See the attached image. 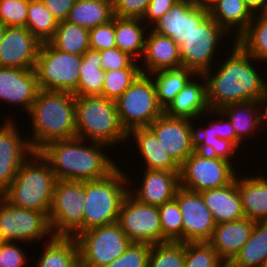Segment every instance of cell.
<instances>
[{
  "instance_id": "obj_11",
  "label": "cell",
  "mask_w": 267,
  "mask_h": 267,
  "mask_svg": "<svg viewBox=\"0 0 267 267\" xmlns=\"http://www.w3.org/2000/svg\"><path fill=\"white\" fill-rule=\"evenodd\" d=\"M227 160L194 151L180 165V186L195 192L221 188L236 178V170Z\"/></svg>"
},
{
  "instance_id": "obj_29",
  "label": "cell",
  "mask_w": 267,
  "mask_h": 267,
  "mask_svg": "<svg viewBox=\"0 0 267 267\" xmlns=\"http://www.w3.org/2000/svg\"><path fill=\"white\" fill-rule=\"evenodd\" d=\"M34 267H80L79 247L73 236H52Z\"/></svg>"
},
{
  "instance_id": "obj_18",
  "label": "cell",
  "mask_w": 267,
  "mask_h": 267,
  "mask_svg": "<svg viewBox=\"0 0 267 267\" xmlns=\"http://www.w3.org/2000/svg\"><path fill=\"white\" fill-rule=\"evenodd\" d=\"M208 15V9L198 6L192 0L177 1L150 30L172 38L180 46Z\"/></svg>"
},
{
  "instance_id": "obj_30",
  "label": "cell",
  "mask_w": 267,
  "mask_h": 267,
  "mask_svg": "<svg viewBox=\"0 0 267 267\" xmlns=\"http://www.w3.org/2000/svg\"><path fill=\"white\" fill-rule=\"evenodd\" d=\"M144 24V25H143ZM140 18H120L115 16L116 47L128 53L135 60L143 55L148 31Z\"/></svg>"
},
{
  "instance_id": "obj_25",
  "label": "cell",
  "mask_w": 267,
  "mask_h": 267,
  "mask_svg": "<svg viewBox=\"0 0 267 267\" xmlns=\"http://www.w3.org/2000/svg\"><path fill=\"white\" fill-rule=\"evenodd\" d=\"M200 194L216 224L236 221L245 217L237 188V175L230 184L206 190Z\"/></svg>"
},
{
  "instance_id": "obj_56",
  "label": "cell",
  "mask_w": 267,
  "mask_h": 267,
  "mask_svg": "<svg viewBox=\"0 0 267 267\" xmlns=\"http://www.w3.org/2000/svg\"><path fill=\"white\" fill-rule=\"evenodd\" d=\"M6 26L0 22V42L2 41Z\"/></svg>"
},
{
  "instance_id": "obj_49",
  "label": "cell",
  "mask_w": 267,
  "mask_h": 267,
  "mask_svg": "<svg viewBox=\"0 0 267 267\" xmlns=\"http://www.w3.org/2000/svg\"><path fill=\"white\" fill-rule=\"evenodd\" d=\"M101 68L106 71L127 68L135 59L128 53L114 47L100 51Z\"/></svg>"
},
{
  "instance_id": "obj_32",
  "label": "cell",
  "mask_w": 267,
  "mask_h": 267,
  "mask_svg": "<svg viewBox=\"0 0 267 267\" xmlns=\"http://www.w3.org/2000/svg\"><path fill=\"white\" fill-rule=\"evenodd\" d=\"M113 17V0H77L66 20L90 30Z\"/></svg>"
},
{
  "instance_id": "obj_55",
  "label": "cell",
  "mask_w": 267,
  "mask_h": 267,
  "mask_svg": "<svg viewBox=\"0 0 267 267\" xmlns=\"http://www.w3.org/2000/svg\"><path fill=\"white\" fill-rule=\"evenodd\" d=\"M192 1L200 7L209 9L218 0H192Z\"/></svg>"
},
{
  "instance_id": "obj_3",
  "label": "cell",
  "mask_w": 267,
  "mask_h": 267,
  "mask_svg": "<svg viewBox=\"0 0 267 267\" xmlns=\"http://www.w3.org/2000/svg\"><path fill=\"white\" fill-rule=\"evenodd\" d=\"M75 100L71 92L39 91L28 113L32 123L28 141L33 151H40L52 141L76 137Z\"/></svg>"
},
{
  "instance_id": "obj_42",
  "label": "cell",
  "mask_w": 267,
  "mask_h": 267,
  "mask_svg": "<svg viewBox=\"0 0 267 267\" xmlns=\"http://www.w3.org/2000/svg\"><path fill=\"white\" fill-rule=\"evenodd\" d=\"M209 242L185 243L184 267H225Z\"/></svg>"
},
{
  "instance_id": "obj_37",
  "label": "cell",
  "mask_w": 267,
  "mask_h": 267,
  "mask_svg": "<svg viewBox=\"0 0 267 267\" xmlns=\"http://www.w3.org/2000/svg\"><path fill=\"white\" fill-rule=\"evenodd\" d=\"M208 122H210L208 127H195V151L227 160L233 164L232 159L239 148L233 142L217 137L215 120Z\"/></svg>"
},
{
  "instance_id": "obj_36",
  "label": "cell",
  "mask_w": 267,
  "mask_h": 267,
  "mask_svg": "<svg viewBox=\"0 0 267 267\" xmlns=\"http://www.w3.org/2000/svg\"><path fill=\"white\" fill-rule=\"evenodd\" d=\"M235 42L258 62H267V12L254 14L250 25Z\"/></svg>"
},
{
  "instance_id": "obj_45",
  "label": "cell",
  "mask_w": 267,
  "mask_h": 267,
  "mask_svg": "<svg viewBox=\"0 0 267 267\" xmlns=\"http://www.w3.org/2000/svg\"><path fill=\"white\" fill-rule=\"evenodd\" d=\"M28 0H0V22L7 26L26 27Z\"/></svg>"
},
{
  "instance_id": "obj_4",
  "label": "cell",
  "mask_w": 267,
  "mask_h": 267,
  "mask_svg": "<svg viewBox=\"0 0 267 267\" xmlns=\"http://www.w3.org/2000/svg\"><path fill=\"white\" fill-rule=\"evenodd\" d=\"M56 182L48 160L39 151H34L1 195L14 206L42 211L48 217Z\"/></svg>"
},
{
  "instance_id": "obj_6",
  "label": "cell",
  "mask_w": 267,
  "mask_h": 267,
  "mask_svg": "<svg viewBox=\"0 0 267 267\" xmlns=\"http://www.w3.org/2000/svg\"><path fill=\"white\" fill-rule=\"evenodd\" d=\"M76 137L108 146L124 144L128 140L122 128L116 103L103 96H76Z\"/></svg>"
},
{
  "instance_id": "obj_26",
  "label": "cell",
  "mask_w": 267,
  "mask_h": 267,
  "mask_svg": "<svg viewBox=\"0 0 267 267\" xmlns=\"http://www.w3.org/2000/svg\"><path fill=\"white\" fill-rule=\"evenodd\" d=\"M127 137L128 141L131 137L135 139L134 145H137L138 153L141 155L144 165L146 164L145 169L180 172V166L162 147L155 134L148 127L132 129Z\"/></svg>"
},
{
  "instance_id": "obj_16",
  "label": "cell",
  "mask_w": 267,
  "mask_h": 267,
  "mask_svg": "<svg viewBox=\"0 0 267 267\" xmlns=\"http://www.w3.org/2000/svg\"><path fill=\"white\" fill-rule=\"evenodd\" d=\"M192 121L163 113L148 126L179 166L195 151V127Z\"/></svg>"
},
{
  "instance_id": "obj_40",
  "label": "cell",
  "mask_w": 267,
  "mask_h": 267,
  "mask_svg": "<svg viewBox=\"0 0 267 267\" xmlns=\"http://www.w3.org/2000/svg\"><path fill=\"white\" fill-rule=\"evenodd\" d=\"M137 62L134 60L124 69L106 71L101 96L116 101L142 73L139 66L141 63Z\"/></svg>"
},
{
  "instance_id": "obj_1",
  "label": "cell",
  "mask_w": 267,
  "mask_h": 267,
  "mask_svg": "<svg viewBox=\"0 0 267 267\" xmlns=\"http://www.w3.org/2000/svg\"><path fill=\"white\" fill-rule=\"evenodd\" d=\"M232 43V51L227 53L229 56L220 65L217 64L218 70L210 69L203 74L211 110H220L233 103L259 101L267 91V80L254 65L257 60L235 41L232 40Z\"/></svg>"
},
{
  "instance_id": "obj_34",
  "label": "cell",
  "mask_w": 267,
  "mask_h": 267,
  "mask_svg": "<svg viewBox=\"0 0 267 267\" xmlns=\"http://www.w3.org/2000/svg\"><path fill=\"white\" fill-rule=\"evenodd\" d=\"M80 79L75 96H101L105 71L101 68L100 51L88 49L82 55Z\"/></svg>"
},
{
  "instance_id": "obj_47",
  "label": "cell",
  "mask_w": 267,
  "mask_h": 267,
  "mask_svg": "<svg viewBox=\"0 0 267 267\" xmlns=\"http://www.w3.org/2000/svg\"><path fill=\"white\" fill-rule=\"evenodd\" d=\"M26 254L16 241H1L0 267H25L29 261Z\"/></svg>"
},
{
  "instance_id": "obj_10",
  "label": "cell",
  "mask_w": 267,
  "mask_h": 267,
  "mask_svg": "<svg viewBox=\"0 0 267 267\" xmlns=\"http://www.w3.org/2000/svg\"><path fill=\"white\" fill-rule=\"evenodd\" d=\"M75 238L79 247L80 267H105L132 243L117 222L81 232Z\"/></svg>"
},
{
  "instance_id": "obj_33",
  "label": "cell",
  "mask_w": 267,
  "mask_h": 267,
  "mask_svg": "<svg viewBox=\"0 0 267 267\" xmlns=\"http://www.w3.org/2000/svg\"><path fill=\"white\" fill-rule=\"evenodd\" d=\"M267 261V221L256 222L249 240L228 264L229 267H265Z\"/></svg>"
},
{
  "instance_id": "obj_20",
  "label": "cell",
  "mask_w": 267,
  "mask_h": 267,
  "mask_svg": "<svg viewBox=\"0 0 267 267\" xmlns=\"http://www.w3.org/2000/svg\"><path fill=\"white\" fill-rule=\"evenodd\" d=\"M40 91L34 69L0 67V101L13 107L31 110Z\"/></svg>"
},
{
  "instance_id": "obj_13",
  "label": "cell",
  "mask_w": 267,
  "mask_h": 267,
  "mask_svg": "<svg viewBox=\"0 0 267 267\" xmlns=\"http://www.w3.org/2000/svg\"><path fill=\"white\" fill-rule=\"evenodd\" d=\"M52 236L48 217L42 211L14 206L0 195V242H28L29 245Z\"/></svg>"
},
{
  "instance_id": "obj_15",
  "label": "cell",
  "mask_w": 267,
  "mask_h": 267,
  "mask_svg": "<svg viewBox=\"0 0 267 267\" xmlns=\"http://www.w3.org/2000/svg\"><path fill=\"white\" fill-rule=\"evenodd\" d=\"M175 199L182 213V242H208L216 223L200 192L180 186Z\"/></svg>"
},
{
  "instance_id": "obj_51",
  "label": "cell",
  "mask_w": 267,
  "mask_h": 267,
  "mask_svg": "<svg viewBox=\"0 0 267 267\" xmlns=\"http://www.w3.org/2000/svg\"><path fill=\"white\" fill-rule=\"evenodd\" d=\"M213 113L215 116H218V115L222 116V118L218 117L220 119H218L217 121L215 119V132L217 133V137L233 142L238 148L239 146H242L241 144L243 142H241L236 137L234 127L232 123L228 120V118L223 113H221L219 110L210 109V115Z\"/></svg>"
},
{
  "instance_id": "obj_14",
  "label": "cell",
  "mask_w": 267,
  "mask_h": 267,
  "mask_svg": "<svg viewBox=\"0 0 267 267\" xmlns=\"http://www.w3.org/2000/svg\"><path fill=\"white\" fill-rule=\"evenodd\" d=\"M117 223L132 242L163 243L158 207L140 203L129 193L123 199Z\"/></svg>"
},
{
  "instance_id": "obj_28",
  "label": "cell",
  "mask_w": 267,
  "mask_h": 267,
  "mask_svg": "<svg viewBox=\"0 0 267 267\" xmlns=\"http://www.w3.org/2000/svg\"><path fill=\"white\" fill-rule=\"evenodd\" d=\"M208 10L228 34L234 31V41L247 29L254 16L244 0H218Z\"/></svg>"
},
{
  "instance_id": "obj_46",
  "label": "cell",
  "mask_w": 267,
  "mask_h": 267,
  "mask_svg": "<svg viewBox=\"0 0 267 267\" xmlns=\"http://www.w3.org/2000/svg\"><path fill=\"white\" fill-rule=\"evenodd\" d=\"M89 45L93 50H105L116 47L115 16L109 22L89 30Z\"/></svg>"
},
{
  "instance_id": "obj_53",
  "label": "cell",
  "mask_w": 267,
  "mask_h": 267,
  "mask_svg": "<svg viewBox=\"0 0 267 267\" xmlns=\"http://www.w3.org/2000/svg\"><path fill=\"white\" fill-rule=\"evenodd\" d=\"M244 2L253 14L267 12V0H244Z\"/></svg>"
},
{
  "instance_id": "obj_22",
  "label": "cell",
  "mask_w": 267,
  "mask_h": 267,
  "mask_svg": "<svg viewBox=\"0 0 267 267\" xmlns=\"http://www.w3.org/2000/svg\"><path fill=\"white\" fill-rule=\"evenodd\" d=\"M197 77L200 79L198 80ZM164 114L170 117L192 120H198L200 116L204 118V115L208 116L210 114L207 103L206 80L203 74H196L187 82L185 87L164 109Z\"/></svg>"
},
{
  "instance_id": "obj_43",
  "label": "cell",
  "mask_w": 267,
  "mask_h": 267,
  "mask_svg": "<svg viewBox=\"0 0 267 267\" xmlns=\"http://www.w3.org/2000/svg\"><path fill=\"white\" fill-rule=\"evenodd\" d=\"M159 219L163 232V242H182V213L176 199L158 207Z\"/></svg>"
},
{
  "instance_id": "obj_50",
  "label": "cell",
  "mask_w": 267,
  "mask_h": 267,
  "mask_svg": "<svg viewBox=\"0 0 267 267\" xmlns=\"http://www.w3.org/2000/svg\"><path fill=\"white\" fill-rule=\"evenodd\" d=\"M177 0H151L142 21L149 26L153 25L165 13H167ZM150 23V24H148Z\"/></svg>"
},
{
  "instance_id": "obj_12",
  "label": "cell",
  "mask_w": 267,
  "mask_h": 267,
  "mask_svg": "<svg viewBox=\"0 0 267 267\" xmlns=\"http://www.w3.org/2000/svg\"><path fill=\"white\" fill-rule=\"evenodd\" d=\"M230 35L208 15L179 46L182 67L195 74H204L212 69L213 61L222 39ZM228 36V37H227ZM220 44V45H219ZM214 58V59H213ZM212 62V63H211Z\"/></svg>"
},
{
  "instance_id": "obj_27",
  "label": "cell",
  "mask_w": 267,
  "mask_h": 267,
  "mask_svg": "<svg viewBox=\"0 0 267 267\" xmlns=\"http://www.w3.org/2000/svg\"><path fill=\"white\" fill-rule=\"evenodd\" d=\"M237 176V188L242 209L246 218L255 222L267 221V178L256 176Z\"/></svg>"
},
{
  "instance_id": "obj_23",
  "label": "cell",
  "mask_w": 267,
  "mask_h": 267,
  "mask_svg": "<svg viewBox=\"0 0 267 267\" xmlns=\"http://www.w3.org/2000/svg\"><path fill=\"white\" fill-rule=\"evenodd\" d=\"M255 221L243 219L216 224L209 243L219 258L228 265L249 240Z\"/></svg>"
},
{
  "instance_id": "obj_54",
  "label": "cell",
  "mask_w": 267,
  "mask_h": 267,
  "mask_svg": "<svg viewBox=\"0 0 267 267\" xmlns=\"http://www.w3.org/2000/svg\"><path fill=\"white\" fill-rule=\"evenodd\" d=\"M259 105H260V118H261V129L262 127L265 128L267 124L264 123L266 121L267 123V91L265 94L259 99ZM265 126V127H264Z\"/></svg>"
},
{
  "instance_id": "obj_7",
  "label": "cell",
  "mask_w": 267,
  "mask_h": 267,
  "mask_svg": "<svg viewBox=\"0 0 267 267\" xmlns=\"http://www.w3.org/2000/svg\"><path fill=\"white\" fill-rule=\"evenodd\" d=\"M115 103L119 122L127 134L132 129L148 127L164 113L149 74L141 73Z\"/></svg>"
},
{
  "instance_id": "obj_17",
  "label": "cell",
  "mask_w": 267,
  "mask_h": 267,
  "mask_svg": "<svg viewBox=\"0 0 267 267\" xmlns=\"http://www.w3.org/2000/svg\"><path fill=\"white\" fill-rule=\"evenodd\" d=\"M14 118L8 117L0 125V195L10 186L21 164L34 151L20 135Z\"/></svg>"
},
{
  "instance_id": "obj_35",
  "label": "cell",
  "mask_w": 267,
  "mask_h": 267,
  "mask_svg": "<svg viewBox=\"0 0 267 267\" xmlns=\"http://www.w3.org/2000/svg\"><path fill=\"white\" fill-rule=\"evenodd\" d=\"M156 88L158 104L163 110L196 74L187 68L158 70L149 74Z\"/></svg>"
},
{
  "instance_id": "obj_38",
  "label": "cell",
  "mask_w": 267,
  "mask_h": 267,
  "mask_svg": "<svg viewBox=\"0 0 267 267\" xmlns=\"http://www.w3.org/2000/svg\"><path fill=\"white\" fill-rule=\"evenodd\" d=\"M49 43L57 50L83 55L90 48L89 30L64 20L59 22Z\"/></svg>"
},
{
  "instance_id": "obj_39",
  "label": "cell",
  "mask_w": 267,
  "mask_h": 267,
  "mask_svg": "<svg viewBox=\"0 0 267 267\" xmlns=\"http://www.w3.org/2000/svg\"><path fill=\"white\" fill-rule=\"evenodd\" d=\"M58 24L42 0H28L26 28L41 43L49 42L53 38Z\"/></svg>"
},
{
  "instance_id": "obj_8",
  "label": "cell",
  "mask_w": 267,
  "mask_h": 267,
  "mask_svg": "<svg viewBox=\"0 0 267 267\" xmlns=\"http://www.w3.org/2000/svg\"><path fill=\"white\" fill-rule=\"evenodd\" d=\"M81 61L82 55L57 50L49 42L42 43L34 68L40 90L74 93Z\"/></svg>"
},
{
  "instance_id": "obj_24",
  "label": "cell",
  "mask_w": 267,
  "mask_h": 267,
  "mask_svg": "<svg viewBox=\"0 0 267 267\" xmlns=\"http://www.w3.org/2000/svg\"><path fill=\"white\" fill-rule=\"evenodd\" d=\"M142 57L143 67L141 65L140 69L144 74L182 67L178 44L152 30L147 33Z\"/></svg>"
},
{
  "instance_id": "obj_48",
  "label": "cell",
  "mask_w": 267,
  "mask_h": 267,
  "mask_svg": "<svg viewBox=\"0 0 267 267\" xmlns=\"http://www.w3.org/2000/svg\"><path fill=\"white\" fill-rule=\"evenodd\" d=\"M150 1L151 0H113L114 16L142 19Z\"/></svg>"
},
{
  "instance_id": "obj_31",
  "label": "cell",
  "mask_w": 267,
  "mask_h": 267,
  "mask_svg": "<svg viewBox=\"0 0 267 267\" xmlns=\"http://www.w3.org/2000/svg\"><path fill=\"white\" fill-rule=\"evenodd\" d=\"M232 123L236 137L243 143L261 128L259 101H247L226 105L219 110ZM260 125V126H259Z\"/></svg>"
},
{
  "instance_id": "obj_9",
  "label": "cell",
  "mask_w": 267,
  "mask_h": 267,
  "mask_svg": "<svg viewBox=\"0 0 267 267\" xmlns=\"http://www.w3.org/2000/svg\"><path fill=\"white\" fill-rule=\"evenodd\" d=\"M85 181L57 180L49 211L53 236L76 237L83 232Z\"/></svg>"
},
{
  "instance_id": "obj_44",
  "label": "cell",
  "mask_w": 267,
  "mask_h": 267,
  "mask_svg": "<svg viewBox=\"0 0 267 267\" xmlns=\"http://www.w3.org/2000/svg\"><path fill=\"white\" fill-rule=\"evenodd\" d=\"M151 244L132 242L126 251L105 267H148Z\"/></svg>"
},
{
  "instance_id": "obj_19",
  "label": "cell",
  "mask_w": 267,
  "mask_h": 267,
  "mask_svg": "<svg viewBox=\"0 0 267 267\" xmlns=\"http://www.w3.org/2000/svg\"><path fill=\"white\" fill-rule=\"evenodd\" d=\"M41 44L26 27L7 26L0 42V67L34 69Z\"/></svg>"
},
{
  "instance_id": "obj_41",
  "label": "cell",
  "mask_w": 267,
  "mask_h": 267,
  "mask_svg": "<svg viewBox=\"0 0 267 267\" xmlns=\"http://www.w3.org/2000/svg\"><path fill=\"white\" fill-rule=\"evenodd\" d=\"M185 242L167 241L151 247L148 267H184Z\"/></svg>"
},
{
  "instance_id": "obj_2",
  "label": "cell",
  "mask_w": 267,
  "mask_h": 267,
  "mask_svg": "<svg viewBox=\"0 0 267 267\" xmlns=\"http://www.w3.org/2000/svg\"><path fill=\"white\" fill-rule=\"evenodd\" d=\"M89 142L78 137L56 140L39 152L48 160L57 180L84 182L106 177L118 165L103 152L108 145Z\"/></svg>"
},
{
  "instance_id": "obj_21",
  "label": "cell",
  "mask_w": 267,
  "mask_h": 267,
  "mask_svg": "<svg viewBox=\"0 0 267 267\" xmlns=\"http://www.w3.org/2000/svg\"><path fill=\"white\" fill-rule=\"evenodd\" d=\"M145 170V171H144ZM142 182L139 188L130 187L128 193L138 202L160 207L175 198L180 187V172L143 169Z\"/></svg>"
},
{
  "instance_id": "obj_5",
  "label": "cell",
  "mask_w": 267,
  "mask_h": 267,
  "mask_svg": "<svg viewBox=\"0 0 267 267\" xmlns=\"http://www.w3.org/2000/svg\"><path fill=\"white\" fill-rule=\"evenodd\" d=\"M123 171L125 170H122L121 166H117L106 177L85 181L83 232L118 221L120 207L128 194L130 181L133 185V180Z\"/></svg>"
},
{
  "instance_id": "obj_52",
  "label": "cell",
  "mask_w": 267,
  "mask_h": 267,
  "mask_svg": "<svg viewBox=\"0 0 267 267\" xmlns=\"http://www.w3.org/2000/svg\"><path fill=\"white\" fill-rule=\"evenodd\" d=\"M47 9L54 15L58 22L67 19L70 10L77 0H42Z\"/></svg>"
}]
</instances>
